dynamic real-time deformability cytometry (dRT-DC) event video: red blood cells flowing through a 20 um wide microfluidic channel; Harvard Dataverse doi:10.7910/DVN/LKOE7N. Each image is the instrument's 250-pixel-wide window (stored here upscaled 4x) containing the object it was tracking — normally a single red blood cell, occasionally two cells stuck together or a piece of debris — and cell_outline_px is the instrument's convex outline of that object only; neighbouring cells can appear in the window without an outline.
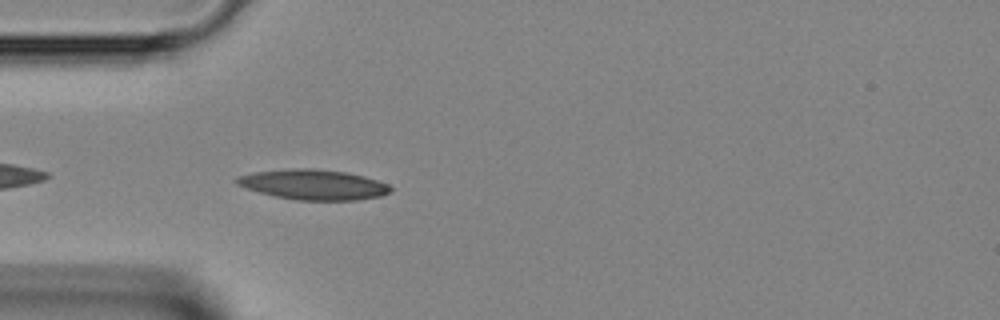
{"species": "Egyptian fruit bat (a non-hibernating species)", "species_latin": "Rousettus aegyptiacus", "temperature_condition": "room temperature", "stored_images_in_passage": 22, "camera_frame_rate_fps": 3000, "um_per_image_px": 0.085, "animal": {"sex": "female"}, "frame": {"image": 1, "passage_image": 2, "time_ms": 0.333, "image_size_px": [1000, 320], "cell_outline_px": [[392, 192], [380, 196], [356, 200], [296, 200], [276, 196], [260, 192], [236, 184], [232, 180], [236, 176], [256, 172], [288, 168], [312, 168], [344, 172], [364, 176], [388, 184], [392, 188]], "centroid_in_image_um": [26.63, 15.68], "position_along_channel_um": 58.4, "area_um2": 26.99}}
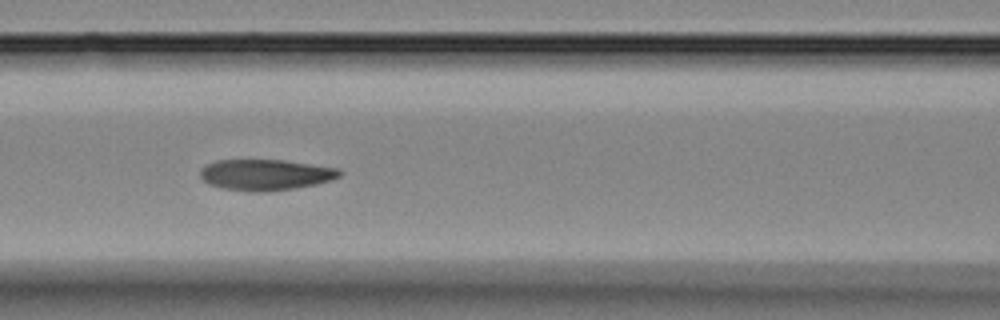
{"frame": {"image": 2, "passage_image": 8, "time_ms": 2.333, "image_size_px": [1000, 320], "cell_outline_px": [[340, 176], [332, 180], [316, 184], [292, 188], [264, 192], [260, 192], [220, 188], [204, 180], [200, 176], [200, 168], [216, 160], [284, 160], [340, 168]], "centroid_in_image_um": [22.58, 14.84], "position_along_channel_um": 144.0, "area_um2": 24.97}}
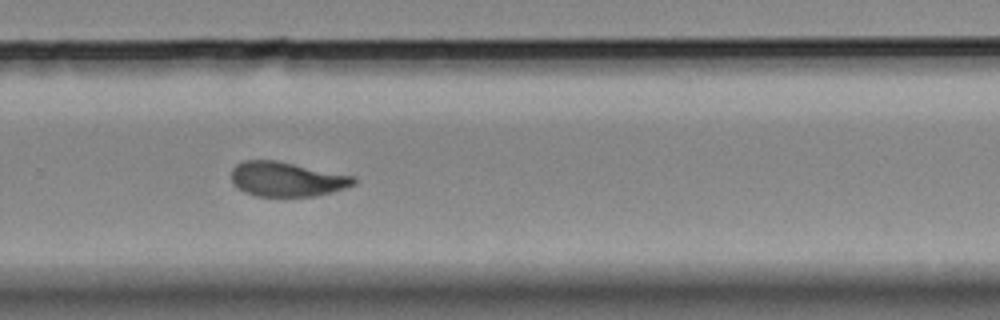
{"frame": {"image": 3, "passage_image": 19, "time_ms": 6.0, "image_size_px": [1000, 320], "cell_outline_px": [[356, 184], [344, 188], [316, 196], [256, 196], [244, 192], [232, 184], [232, 168], [236, 164], [244, 160], [276, 160], [352, 176], [356, 180]], "centroid_in_image_um": [24.32, 15.23], "position_along_channel_um": 305.5, "area_um2": 24.51}}